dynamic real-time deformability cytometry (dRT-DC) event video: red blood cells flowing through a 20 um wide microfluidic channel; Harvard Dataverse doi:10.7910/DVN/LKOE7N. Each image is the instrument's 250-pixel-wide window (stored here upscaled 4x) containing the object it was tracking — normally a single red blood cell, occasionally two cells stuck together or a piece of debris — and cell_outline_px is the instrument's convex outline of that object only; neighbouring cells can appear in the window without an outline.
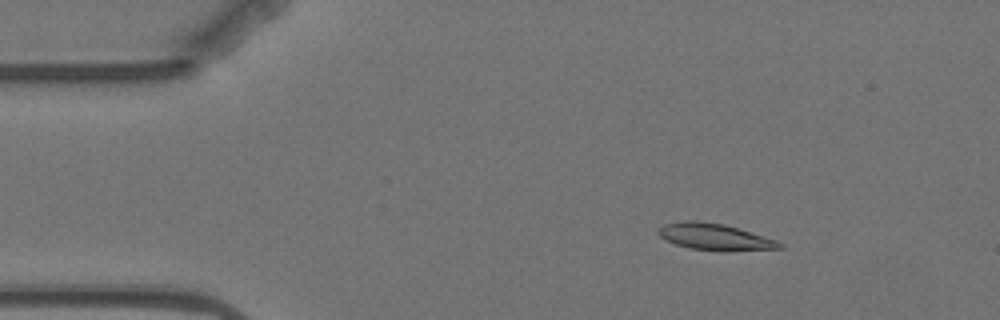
{"species": "Egyptian fruit bat (a non-hibernating species)", "species_latin": "Rousettus aegyptiacus", "temperature_condition": "warm", "stored_images_in_passage": 14, "camera_frame_rate_fps": 3000, "um_per_image_px": 0.085, "animal": {"sex": "female"}, "frame": {"image": 1, "passage_image": 2, "time_ms": 1.333, "image_size_px": [1000, 320], "cell_outline_px": [[784, 248], [692, 248], [676, 244], [660, 236], [656, 232], [656, 228], [664, 224], [684, 220], [696, 220], [724, 224], [764, 236], [776, 240], [784, 244]], "centroid_in_image_um": [60.64, 20.05], "position_along_channel_um": 24.4, "area_um2": 17.57}}
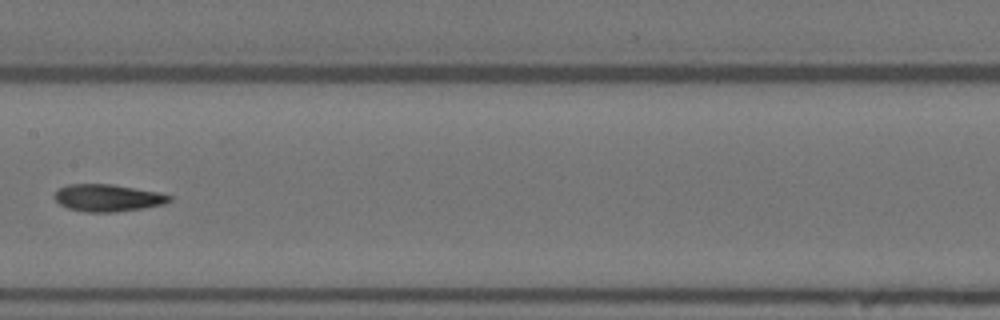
{"frame": {"image": 2, "passage_image": 7, "time_ms": 8.0, "image_size_px": [1000, 320], "cell_outline_px": [[172, 200], [164, 204], [144, 208], [116, 212], [88, 212], [68, 208], [60, 204], [52, 196], [60, 188], [68, 184], [112, 184], [160, 192], [172, 196]], "centroid_in_image_um": [9.19, 16.82], "position_along_channel_um": 198.2, "area_um2": 18.26}}
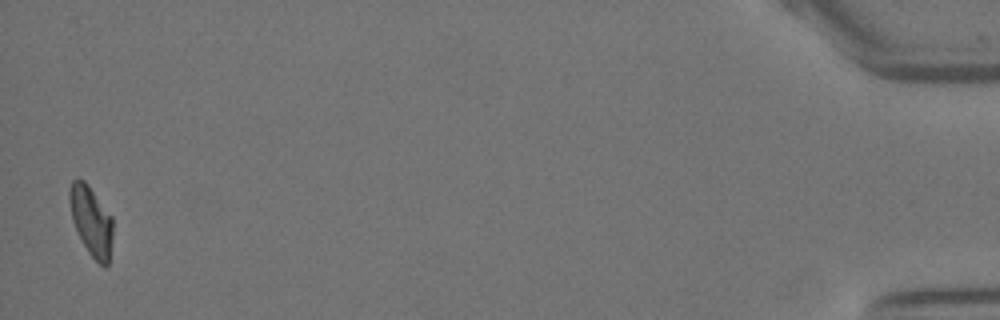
{"frame": {"image": 3, "passage_image": 14, "time_ms": 17.333, "image_size_px": [1000, 320], "cell_outline_px": [[112, 240], [108, 264], [104, 268], [88, 252], [72, 220], [68, 200], [68, 188], [72, 180], [84, 180], [88, 184], [112, 216]], "centroid_in_image_um": [7.74, 18.75], "position_along_channel_um": 427.5, "area_um2": 17.51}}